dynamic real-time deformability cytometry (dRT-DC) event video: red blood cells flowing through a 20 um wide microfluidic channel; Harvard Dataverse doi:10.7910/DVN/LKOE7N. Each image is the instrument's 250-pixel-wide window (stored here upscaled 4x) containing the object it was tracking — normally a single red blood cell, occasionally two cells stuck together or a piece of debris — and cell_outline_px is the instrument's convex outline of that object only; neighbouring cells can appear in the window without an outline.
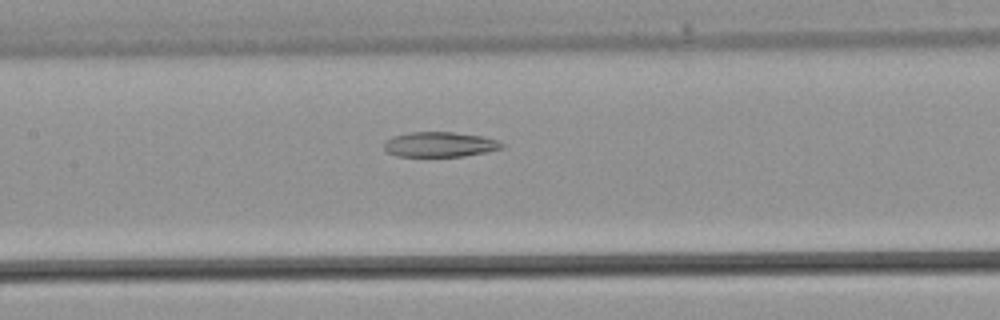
{"species": "common noctule bat (a hibernating species)", "species_latin": "Nyctalus noctula", "temperature_condition": "warm", "stored_images_in_passage": 33, "camera_frame_rate_fps": 3000, "um_per_image_px": 0.085, "animal": {"sex": "male", "body_mass_g": 21.5, "forearm_length_mm": 52.0}, "frame": {"image": 1, "passage_image": 14, "time_ms": 4.333, "image_size_px": [1000, 320], "cell_outline_px": [[504, 148], [464, 156], [396, 156], [388, 152], [384, 148], [384, 144], [392, 136], [408, 132], [452, 132], [480, 136], [496, 140], [504, 144]], "centroid_in_image_um": [37.36, 12.27], "position_along_channel_um": 170.0, "area_um2": 16.99}}
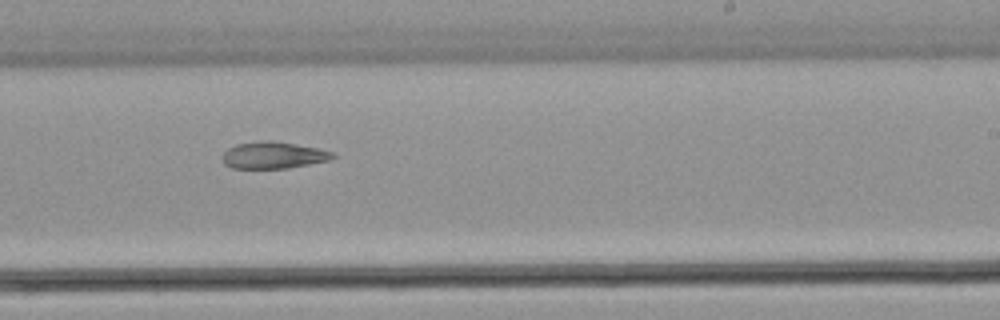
{"frame": {"image": 2, "passage_image": 19, "time_ms": 6.0, "image_size_px": [1000, 320], "cell_outline_px": [[336, 156], [328, 160], [288, 168], [232, 168], [224, 164], [220, 156], [228, 148], [236, 144], [264, 140], [272, 140], [316, 148], [336, 152]], "centroid_in_image_um": [23.2, 13.19], "position_along_channel_um": 265.8, "area_um2": 17.22}}
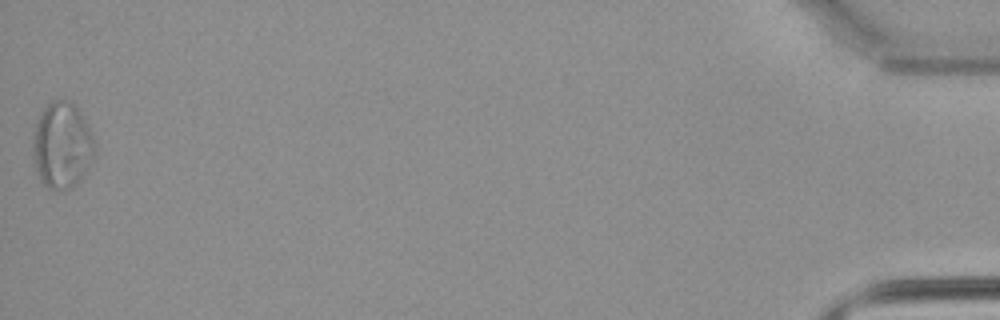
{"frame": {"image": 3, "passage_image": 33, "time_ms": 10.667, "image_size_px": [1000, 320], "cell_outline_px": [[96, 156], [84, 176], [80, 180], [68, 188], [48, 188], [40, 180], [36, 168], [32, 144], [36, 124], [40, 112], [52, 100], [68, 100], [76, 104], [96, 144]], "centroid_in_image_um": [5.3, 12.33], "position_along_channel_um": 429.9, "area_um2": 30.98}}